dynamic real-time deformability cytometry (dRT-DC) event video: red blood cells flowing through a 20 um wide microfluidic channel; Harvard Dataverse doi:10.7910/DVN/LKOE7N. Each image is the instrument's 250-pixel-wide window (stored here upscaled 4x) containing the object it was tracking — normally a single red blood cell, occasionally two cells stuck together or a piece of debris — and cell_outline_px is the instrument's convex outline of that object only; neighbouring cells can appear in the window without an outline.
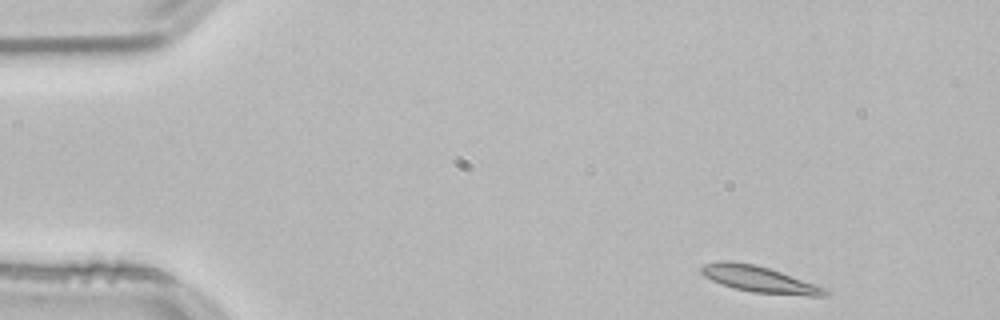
{"species": "common noctule bat (a hibernating species)", "species_latin": "Nyctalus noctula", "temperature_condition": "room temperature", "stored_images_in_passage": 49, "camera_frame_rate_fps": 3000, "um_per_image_px": 0.085, "animal": {"sex": "male", "body_mass_g": 21.5, "forearm_length_mm": 52.0}, "frame": {"image": 1, "passage_image": 1, "time_ms": 0.0, "image_size_px": [1000, 320], "cell_outline_px": [[832, 292], [824, 296], [808, 296], [752, 292], [732, 288], [720, 284], [704, 276], [700, 272], [700, 268], [704, 264], [720, 260], [728, 260], [756, 264], [828, 288]], "centroid_in_image_um": [64.55, 23.74], "position_along_channel_um": 20.5, "area_um2": 19.19}}
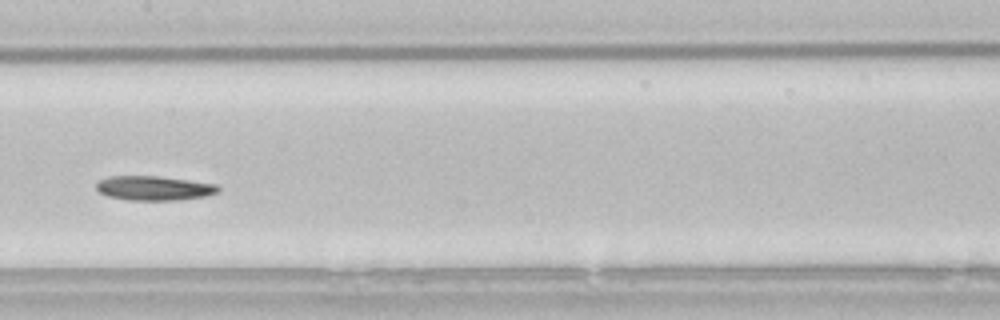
{"frame": {"image": 2, "passage_image": 22, "time_ms": 7.0, "image_size_px": [1000, 320], "cell_outline_px": [[220, 192], [204, 196], [176, 200], [128, 200], [108, 196], [96, 192], [96, 180], [108, 176], [156, 176], [188, 180], [216, 184], [220, 188]], "centroid_in_image_um": [13.03, 15.99], "position_along_channel_um": 194.4, "area_um2": 17.46}}
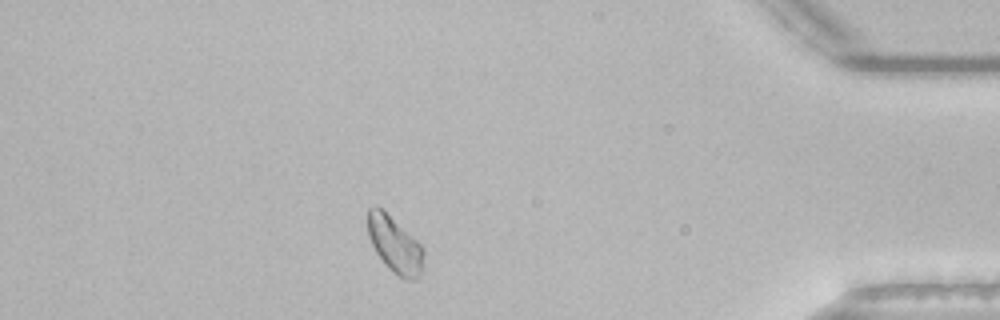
{"frame": {"image": 3, "passage_image": 42, "time_ms": 13.667, "image_size_px": [1000, 320], "cell_outline_px": [[424, 252], [420, 272], [416, 280], [404, 280], [392, 272], [384, 264], [376, 252], [368, 236], [368, 208], [376, 204], [416, 240], [424, 248]], "centroid_in_image_um": [33.53, 20.82], "position_along_channel_um": 401.7, "area_um2": 18.09}, "authors_computed_cell_mechanics": {"area_um2": 17.918, "velocity_mm_per_s": 3.7691, "shape_relaxation_time_tau1_ms": 5.1038, "shape_relaxation_time_tau2_ms": null, "deformation_change_tau1": 0.1461, "deformation_change_tau2": null}}